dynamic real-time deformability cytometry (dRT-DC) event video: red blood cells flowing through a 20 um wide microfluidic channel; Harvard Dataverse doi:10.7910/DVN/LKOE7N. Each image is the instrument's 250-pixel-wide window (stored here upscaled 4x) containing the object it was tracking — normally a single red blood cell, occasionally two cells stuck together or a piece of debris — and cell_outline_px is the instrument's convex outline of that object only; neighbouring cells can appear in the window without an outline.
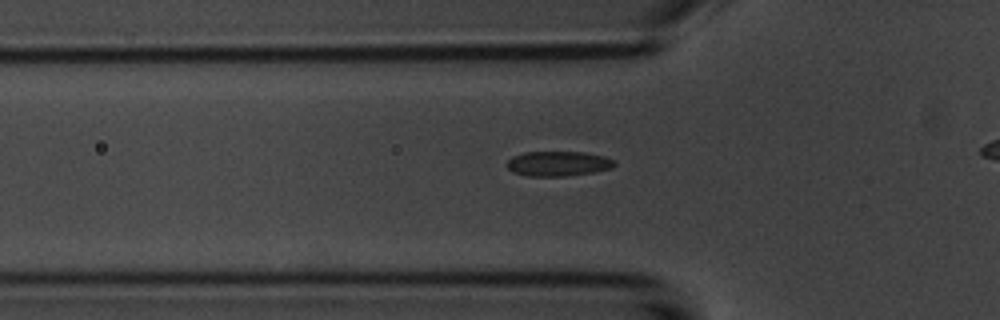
{"species": "common noctule bat (a hibernating species)", "species_latin": "Nyctalus noctula", "temperature_condition": "room temperature", "stored_images_in_passage": 38, "camera_frame_rate_fps": 3000, "um_per_image_px": 0.085, "animal": {"sex": "male", "body_mass_g": 20.1, "forearm_length_mm": 53.5}, "frame": {"image": 1, "passage_image": 11, "time_ms": 3.333, "image_size_px": [1000, 320], "cell_outline_px": [[616, 164], [612, 168], [592, 172], [564, 176], [528, 176], [512, 172], [508, 168], [508, 160], [512, 156], [524, 152], [584, 152], [604, 156], [616, 160]], "centroid_in_image_um": [47.45, 13.9], "position_along_channel_um": 78.3, "area_um2": 15.61}}
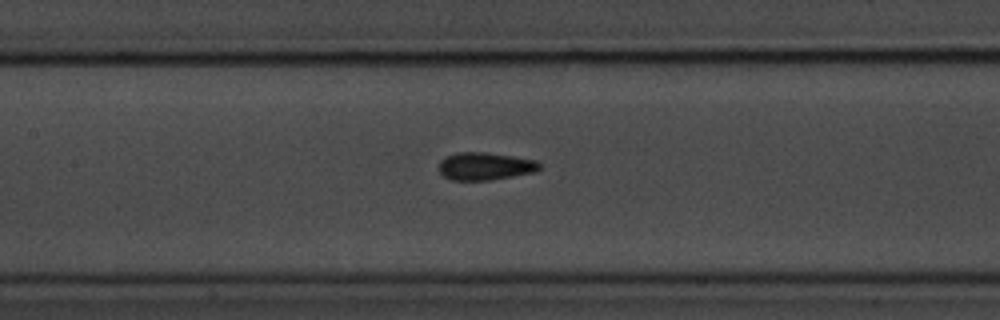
{"frame": {"image": 2, "passage_image": 18, "time_ms": 5.667, "image_size_px": [1000, 320], "cell_outline_px": [[540, 168], [536, 172], [492, 180], [452, 180], [444, 176], [440, 172], [440, 160], [444, 156], [456, 152], [484, 152], [512, 156], [536, 160], [540, 164]], "centroid_in_image_um": [41.23, 14.12], "position_along_channel_um": 166.2, "area_um2": 16.3}}
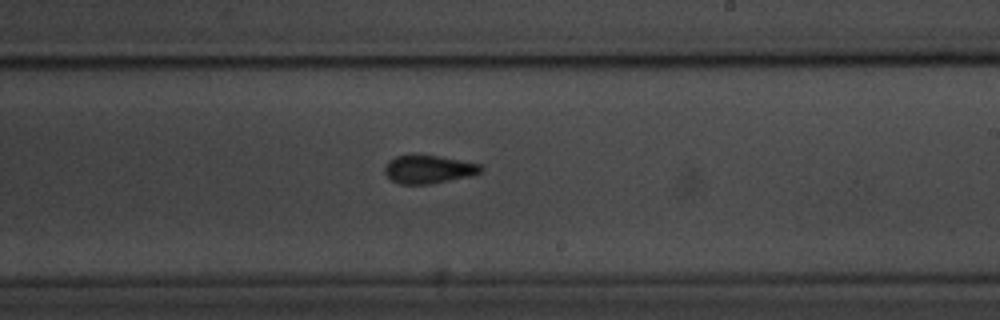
{"frame": {"image": 3, "passage_image": 25, "time_ms": 8.0, "image_size_px": [1000, 320], "cell_outline_px": [[484, 168], [480, 172], [472, 176], [432, 184], [400, 184], [392, 180], [384, 172], [384, 168], [388, 160], [396, 156], [412, 152], [416, 152], [440, 156], [480, 164]], "centroid_in_image_um": [36.4, 14.36], "position_along_channel_um": 252.6, "area_um2": 16.42}}